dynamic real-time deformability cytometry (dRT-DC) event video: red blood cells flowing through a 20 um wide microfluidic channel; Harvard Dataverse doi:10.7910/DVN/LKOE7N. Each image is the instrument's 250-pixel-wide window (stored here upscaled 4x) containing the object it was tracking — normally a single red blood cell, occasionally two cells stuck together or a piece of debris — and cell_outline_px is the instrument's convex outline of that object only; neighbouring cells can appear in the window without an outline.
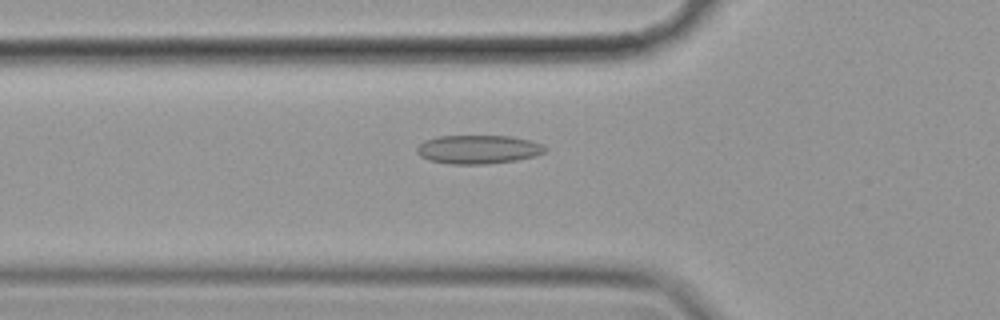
{"species": "common noctule bat (a hibernating species)", "species_latin": "Nyctalus noctula", "temperature_condition": "cold", "stored_images_in_passage": 24, "camera_frame_rate_fps": 3000, "um_per_image_px": 0.085, "animal": {"sex": "female", "body_mass_g": 19.9}, "frame": {"image": 1, "passage_image": 17, "time_ms": 5.333, "image_size_px": [1000, 320], "cell_outline_px": [[548, 148], [544, 152], [536, 156], [516, 160], [484, 164], [448, 164], [428, 160], [420, 156], [416, 152], [416, 148], [424, 140], [436, 136], [512, 136], [532, 140], [544, 144]], "centroid_in_image_um": [40.66, 12.69], "position_along_channel_um": 85.1, "area_um2": 21.73}}
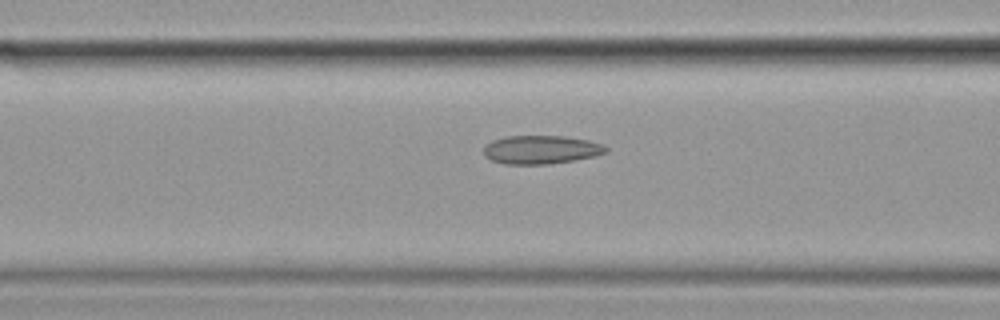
{"frame": {"image": 2, "passage_image": 20, "time_ms": 6.333, "image_size_px": [1000, 320], "cell_outline_px": [[608, 152], [596, 156], [548, 164], [504, 164], [492, 160], [484, 156], [484, 144], [492, 140], [508, 136], [564, 136], [588, 140], [604, 144], [608, 148]], "centroid_in_image_um": [45.99, 12.72], "position_along_channel_um": 120.6, "area_um2": 20.4}}